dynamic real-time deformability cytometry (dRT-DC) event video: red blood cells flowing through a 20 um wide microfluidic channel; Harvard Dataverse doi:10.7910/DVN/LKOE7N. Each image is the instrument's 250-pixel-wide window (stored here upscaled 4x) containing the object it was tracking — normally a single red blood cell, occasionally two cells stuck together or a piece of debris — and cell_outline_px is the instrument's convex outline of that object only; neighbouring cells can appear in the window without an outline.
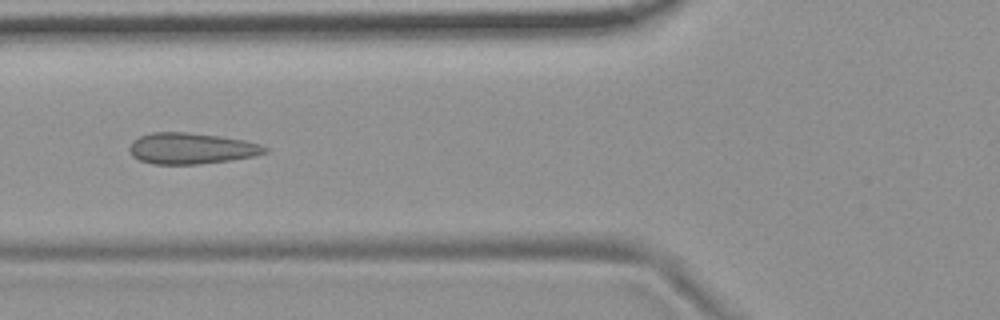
{"species": "common noctule bat (a hibernating species)", "species_latin": "Nyctalus noctula", "temperature_condition": "room temperature", "stored_images_in_passage": 7, "camera_frame_rate_fps": 3000, "um_per_image_px": 0.085, "animal": {"sex": "female", "body_mass_g": 19.9}, "frame": {"image": 1, "passage_image": 6, "time_ms": 5.667, "image_size_px": [1000, 320], "cell_outline_px": [[268, 152], [252, 156], [228, 160], [196, 164], [152, 164], [140, 160], [132, 156], [128, 148], [140, 136], [152, 132], [188, 132], [244, 140], [260, 144], [268, 148]], "centroid_in_image_um": [16.25, 12.61], "position_along_channel_um": 109.6, "area_um2": 24.22}}
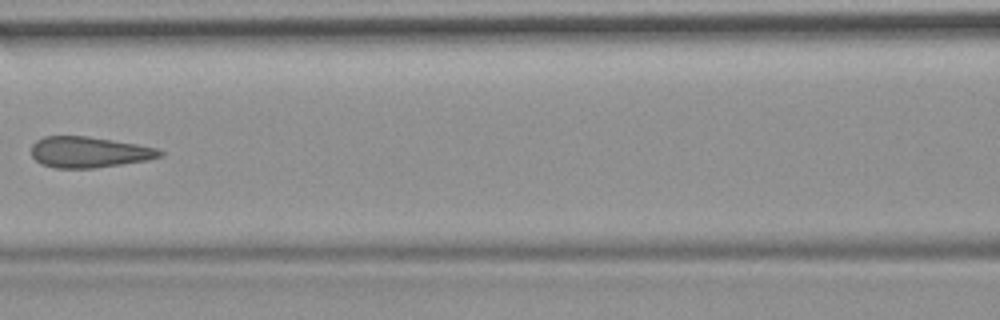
{"frame": {"image": 2, "passage_image": 7, "time_ms": 7.0, "image_size_px": [1000, 320], "cell_outline_px": [[164, 156], [148, 160], [92, 168], [56, 168], [40, 164], [32, 156], [32, 144], [36, 140], [44, 136], [88, 136], [136, 144], [156, 148], [164, 152]], "centroid_in_image_um": [7.56, 12.93], "position_along_channel_um": 159.0, "area_um2": 23.12}}